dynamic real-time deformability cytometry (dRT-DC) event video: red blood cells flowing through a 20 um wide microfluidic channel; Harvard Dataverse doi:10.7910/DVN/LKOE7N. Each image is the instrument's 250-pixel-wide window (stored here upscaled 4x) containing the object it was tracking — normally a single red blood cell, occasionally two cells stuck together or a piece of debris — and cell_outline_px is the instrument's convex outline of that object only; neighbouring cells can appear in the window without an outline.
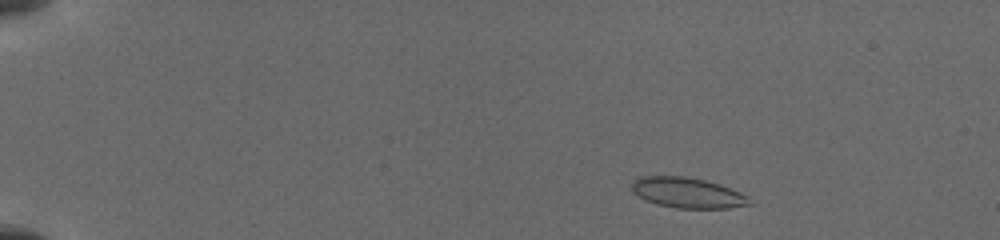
{"species": "common noctule bat (a hibernating species)", "species_latin": "Nyctalus noctula", "temperature_condition": "cold", "stored_images_in_passage": 26, "camera_frame_rate_fps": 3000, "um_per_image_px": 0.085, "animal": {"sex": "female", "body_mass_g": 19.5, "forearm_length_mm": 54.1}, "frame": {"image": 1, "passage_image": 4, "time_ms": 1.333, "image_size_px": [1000, 240], "cell_outline_px": [[752, 204], [728, 208], [676, 208], [656, 204], [644, 200], [632, 192], [632, 184], [640, 176], [684, 176], [704, 180], [720, 184], [740, 192], [748, 196]], "centroid_in_image_um": [58.43, 16.39], "position_along_channel_um": 26.6, "area_um2": 20.87}}
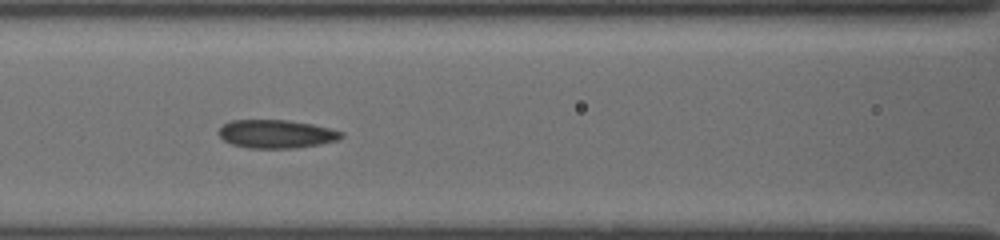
{"frame": {"image": 2, "passage_image": 17, "time_ms": 7.0, "image_size_px": [1000, 240], "cell_outline_px": [[344, 136], [336, 140], [320, 144], [292, 148], [248, 148], [232, 144], [224, 140], [216, 132], [224, 124], [232, 120], [288, 120], [312, 124], [344, 132]], "centroid_in_image_um": [23.47, 11.38], "position_along_channel_um": 143.1, "area_um2": 20.17}}
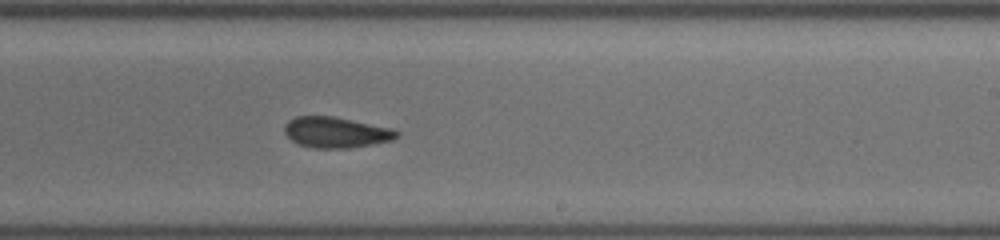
{"frame": {"image": 3, "passage_image": 26, "time_ms": 10.0, "image_size_px": [1000, 240], "cell_outline_px": [[400, 136], [392, 140], [372, 144], [348, 148], [312, 148], [300, 144], [292, 140], [284, 132], [284, 124], [288, 120], [296, 116], [336, 116], [392, 128], [400, 132]], "centroid_in_image_um": [28.57, 11.24], "position_along_channel_um": 260.4, "area_um2": 20.29}}